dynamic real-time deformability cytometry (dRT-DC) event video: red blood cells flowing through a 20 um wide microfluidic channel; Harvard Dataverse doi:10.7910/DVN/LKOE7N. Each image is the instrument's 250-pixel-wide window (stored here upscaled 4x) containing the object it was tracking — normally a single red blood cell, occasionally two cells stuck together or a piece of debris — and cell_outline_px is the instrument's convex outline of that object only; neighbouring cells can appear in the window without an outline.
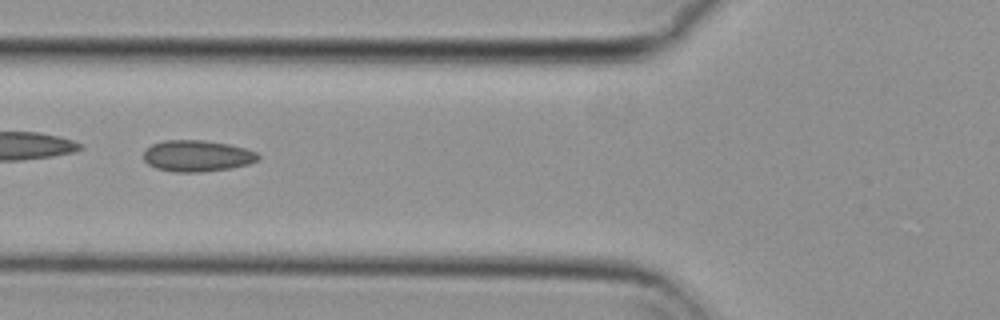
{"species": "common noctule bat (a hibernating species)", "species_latin": "Nyctalus noctula", "temperature_condition": "cold", "stored_images_in_passage": 21, "camera_frame_rate_fps": 3000, "um_per_image_px": 0.085, "animal": {"sex": "female", "body_mass_g": 29.2, "forearm_length_mm": 56.3}, "frame": {"image": 1, "passage_image": 6, "time_ms": 1.667, "image_size_px": [1000, 320], "cell_outline_px": [[260, 156], [256, 160], [248, 164], [232, 168], [200, 172], [172, 172], [156, 168], [148, 164], [144, 160], [144, 152], [152, 144], [164, 140], [204, 140], [228, 144], [244, 148], [256, 152]], "centroid_in_image_um": [16.74, 13.25], "position_along_channel_um": 109.1, "area_um2": 20.87}}
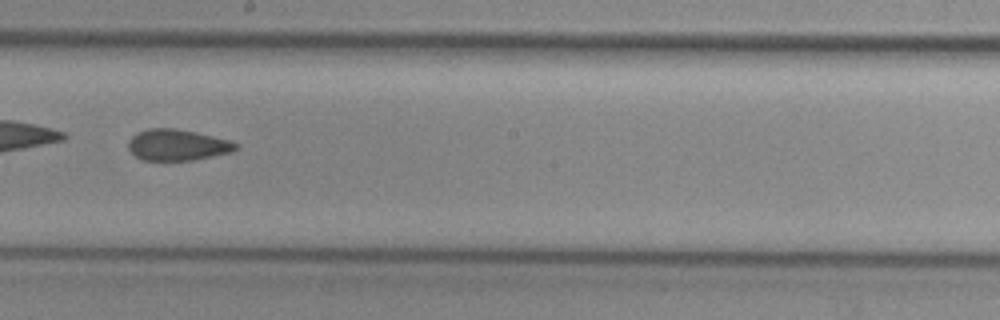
{"frame": {"image": 2, "passage_image": 16, "time_ms": 5.0, "image_size_px": [1000, 320], "cell_outline_px": [[236, 148], [232, 152], [192, 160], [140, 160], [128, 148], [128, 140], [136, 132], [148, 128], [176, 128], [212, 136], [228, 140], [236, 144]], "centroid_in_image_um": [15.01, 12.31], "position_along_channel_um": 233.2, "area_um2": 19.36}, "authors_computed_cell_mechanics": {"area_um2": 19.941, "velocity_mm_per_s": 3.7137, "shape_relaxation_time_tau1_ms": null, "shape_relaxation_time_tau2_ms": 1.7573, "deformation_change_tau1": null, "deformation_change_tau2": 0.0815}}